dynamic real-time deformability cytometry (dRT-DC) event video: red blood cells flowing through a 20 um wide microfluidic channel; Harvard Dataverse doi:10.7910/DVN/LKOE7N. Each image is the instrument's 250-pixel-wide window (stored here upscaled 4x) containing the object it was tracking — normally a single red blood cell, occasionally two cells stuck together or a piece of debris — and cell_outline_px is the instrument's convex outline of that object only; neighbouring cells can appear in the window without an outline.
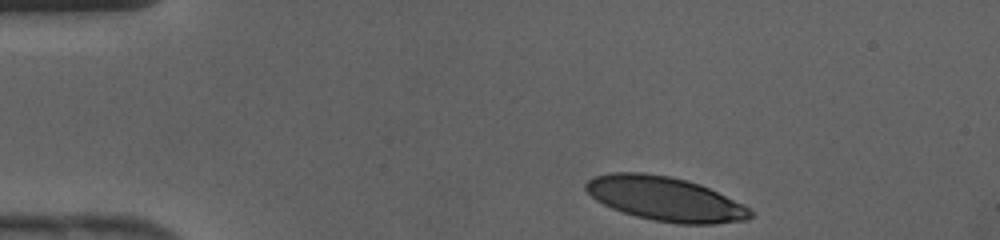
{"species": "human", "species_latin": "Homo sapiens", "temperature_condition": "cold", "stored_images_in_passage": 32, "camera_frame_rate_fps": 3000, "um_per_image_px": 0.085, "donor": {"sex": "female"}, "frame": {"image": 1, "passage_image": 1, "time_ms": 0.0, "image_size_px": [1000, 240], "cell_outline_px": [[752, 216], [748, 220], [712, 224], [680, 224], [652, 220], [636, 216], [612, 208], [596, 200], [584, 188], [584, 184], [588, 180], [596, 176], [612, 172], [644, 172], [668, 176], [700, 184], [744, 204], [752, 212]], "centroid_in_image_um": [56.55, 16.9], "position_along_channel_um": 28.5, "area_um2": 42.19}}
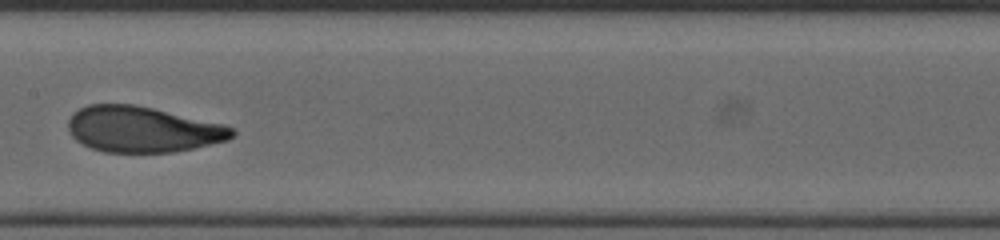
{"frame": {"image": 2, "passage_image": 16, "time_ms": 5.0, "image_size_px": [1000, 240], "cell_outline_px": [[236, 132], [228, 140], [196, 148], [176, 152], [104, 152], [92, 148], [76, 140], [68, 132], [68, 120], [72, 112], [88, 104], [136, 104], [224, 124], [232, 128]], "centroid_in_image_um": [12.11, 10.99], "position_along_channel_um": 195.3, "area_um2": 43.99}}
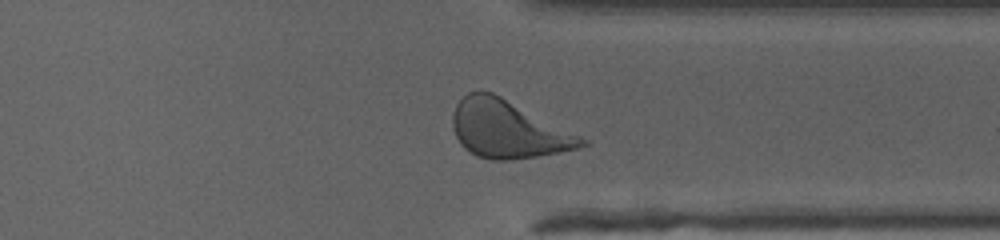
{"frame": {"image": 3, "passage_image": 27, "time_ms": 8.667, "image_size_px": [1000, 240], "cell_outline_px": [[588, 144], [576, 148], [536, 156], [508, 160], [492, 160], [476, 156], [464, 148], [460, 144], [452, 128], [452, 112], [456, 104], [468, 92], [492, 92], [588, 140]], "centroid_in_image_um": [43.1, 11.0], "position_along_channel_um": 368.3, "area_um2": 42.54}}